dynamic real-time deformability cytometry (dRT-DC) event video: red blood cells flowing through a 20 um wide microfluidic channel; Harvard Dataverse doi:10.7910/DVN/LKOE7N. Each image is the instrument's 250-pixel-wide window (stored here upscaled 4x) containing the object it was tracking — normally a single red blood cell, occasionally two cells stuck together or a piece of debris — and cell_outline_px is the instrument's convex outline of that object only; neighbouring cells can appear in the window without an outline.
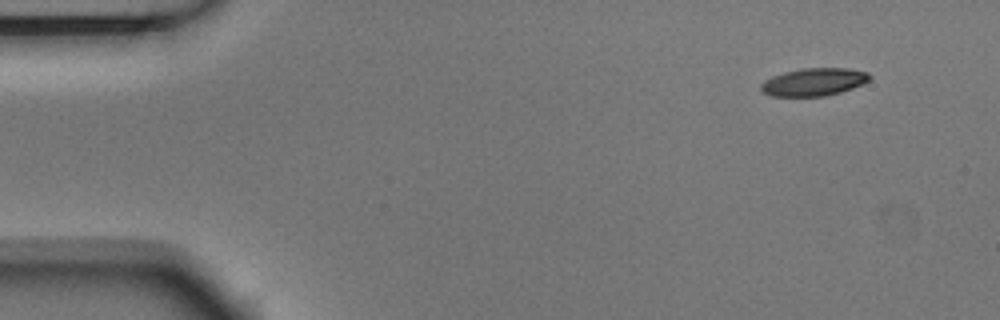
{"species": "Egyptian fruit bat (a non-hibernating species)", "species_latin": "Rousettus aegyptiacus", "temperature_condition": "room temperature", "stored_images_in_passage": 4, "camera_frame_rate_fps": 3000, "um_per_image_px": 0.085, "animal": {"sex": "male"}, "frame": {"image": 1, "passage_image": 1, "time_ms": 0.0, "image_size_px": [1000, 320], "cell_outline_px": [[872, 76], [864, 84], [840, 92], [824, 96], [772, 96], [764, 92], [760, 88], [760, 84], [764, 80], [772, 76], [784, 72], [804, 68], [848, 68], [868, 72]], "centroid_in_image_um": [69.19, 6.96], "position_along_channel_um": 15.8, "area_um2": 17.57}}
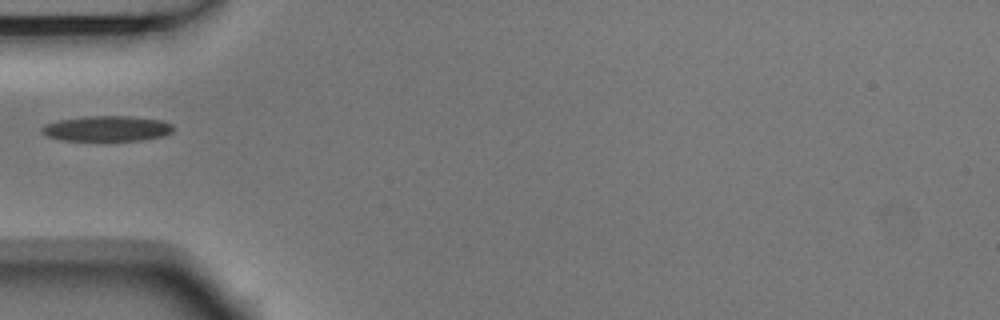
{"frame": {"image": 2, "passage_image": 4, "time_ms": 1.0, "image_size_px": [1000, 320], "cell_outline_px": [[172, 132], [164, 136], [144, 140], [60, 140], [48, 136], [40, 132], [40, 128], [44, 124], [60, 120], [84, 116], [128, 116], [164, 120], [172, 124]], "centroid_in_image_um": [9.09, 10.92], "position_along_channel_um": 75.9, "area_um2": 19.54}}